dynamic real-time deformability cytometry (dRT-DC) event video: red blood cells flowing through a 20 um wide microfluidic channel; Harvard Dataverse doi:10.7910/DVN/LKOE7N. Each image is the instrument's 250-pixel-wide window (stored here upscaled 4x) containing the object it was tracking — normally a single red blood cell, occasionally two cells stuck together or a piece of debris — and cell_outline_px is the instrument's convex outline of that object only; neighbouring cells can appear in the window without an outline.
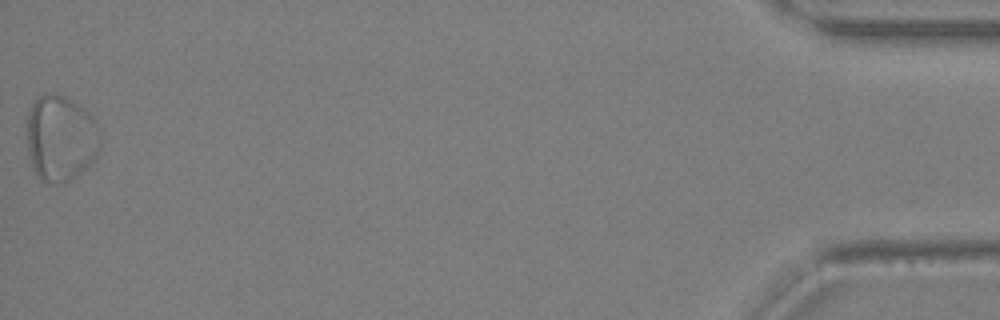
{"species": "Egyptian fruit bat (a non-hibernating species)", "species_latin": "Rousettus aegyptiacus", "temperature_condition": "warm", "stored_images_in_passage": 32, "segment_of_instrument_passage": [2, 2], "camera_frame_rate_fps": 3000, "um_per_image_px": 0.085, "animal": {"sex": "female"}, "frame": {"image": 1, "passage_image": 32, "time_ms": 10.333, "image_size_px": [1000, 320], "cell_outline_px": [[100, 148], [96, 156], [72, 180], [64, 184], [56, 184], [40, 180], [32, 168], [28, 152], [28, 108], [36, 96], [44, 92], [56, 92], [72, 100], [88, 112], [92, 116], [96, 124], [100, 136]], "centroid_in_image_um": [5.13, 11.72], "position_along_channel_um": 430.1, "area_um2": 37.22}}